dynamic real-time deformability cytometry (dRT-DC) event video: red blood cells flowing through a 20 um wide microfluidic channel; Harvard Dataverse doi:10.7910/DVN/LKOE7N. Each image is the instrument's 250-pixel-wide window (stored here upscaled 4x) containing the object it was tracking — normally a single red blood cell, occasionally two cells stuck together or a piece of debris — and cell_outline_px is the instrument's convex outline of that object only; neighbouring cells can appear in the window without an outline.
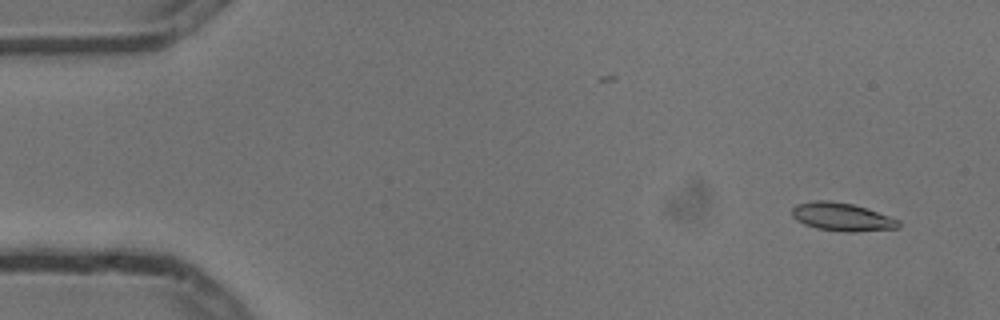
{"species": "common noctule bat (a hibernating species)", "species_latin": "Nyctalus noctula", "temperature_condition": "cold", "stored_images_in_passage": 8, "camera_frame_rate_fps": 3000, "um_per_image_px": 0.085, "animal": {"sex": "male", "body_mass_g": 13.3}, "frame": {"image": 1, "passage_image": 1, "time_ms": 0.0, "image_size_px": [1000, 320], "cell_outline_px": [[900, 228], [856, 232], [844, 232], [816, 228], [804, 224], [796, 220], [792, 216], [792, 208], [796, 204], [816, 200], [828, 200], [852, 204], [900, 220]], "centroid_in_image_um": [71.55, 18.45], "position_along_channel_um": 13.5, "area_um2": 17.46}}
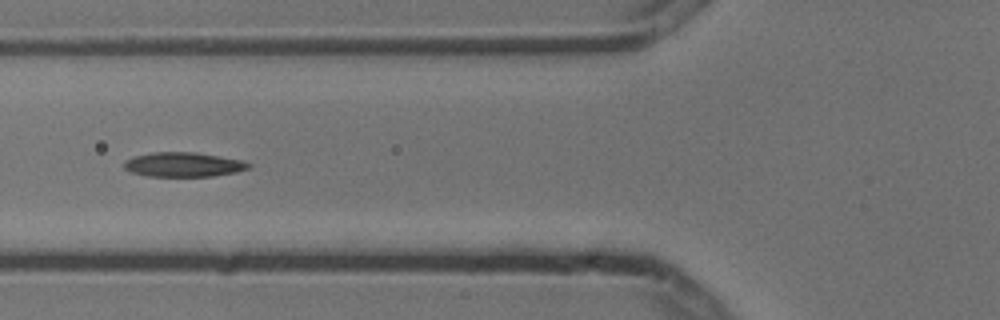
{"frame": {"image": 2, "passage_image": 6, "time_ms": 1.667, "image_size_px": [1000, 320], "cell_outline_px": [[252, 164], [248, 168], [236, 172], [212, 176], [148, 176], [132, 172], [124, 168], [124, 160], [132, 156], [152, 152], [196, 152], [240, 160]], "centroid_in_image_um": [15.55, 13.98], "position_along_channel_um": 110.3, "area_um2": 17.69}}
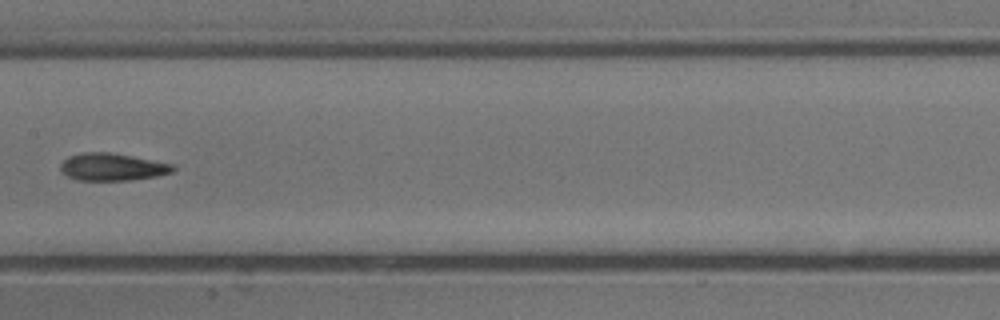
{"frame": {"image": 3, "passage_image": 8, "time_ms": 2.333, "image_size_px": [1000, 320], "cell_outline_px": [[176, 168], [172, 172], [156, 176], [132, 180], [80, 180], [68, 176], [60, 172], [60, 164], [68, 156], [84, 152], [108, 152], [132, 156], [176, 164]], "centroid_in_image_um": [9.56, 14.18], "position_along_channel_um": 197.8, "area_um2": 18.03}}